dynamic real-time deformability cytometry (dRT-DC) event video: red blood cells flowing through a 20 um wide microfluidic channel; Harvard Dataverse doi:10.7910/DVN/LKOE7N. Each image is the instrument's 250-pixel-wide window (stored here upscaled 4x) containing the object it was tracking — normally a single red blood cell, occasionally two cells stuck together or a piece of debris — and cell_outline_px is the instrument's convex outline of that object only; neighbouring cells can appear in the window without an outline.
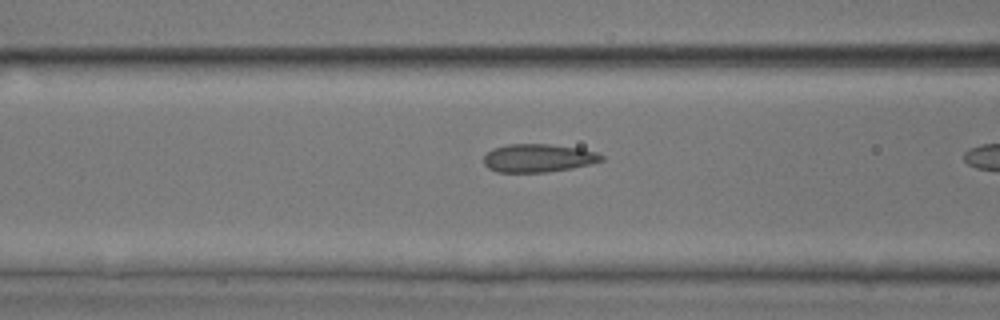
{"species": "common noctule bat (a hibernating species)", "species_latin": "Nyctalus noctula", "temperature_condition": "room temperature", "stored_images_in_passage": 9, "camera_frame_rate_fps": 3000, "um_per_image_px": 0.085, "animal": {"sex": "male", "body_mass_g": 17.9, "forearm_length_mm": 54.2}, "frame": {"image": 1, "passage_image": 8, "time_ms": 2.333, "image_size_px": [1000, 320], "cell_outline_px": [[604, 160], [572, 168], [548, 172], [496, 172], [488, 168], [484, 164], [484, 156], [492, 148], [508, 144], [548, 144], [580, 148], [596, 152], [604, 156]], "centroid_in_image_um": [45.73, 13.43], "position_along_channel_um": 120.9, "area_um2": 19.36}}